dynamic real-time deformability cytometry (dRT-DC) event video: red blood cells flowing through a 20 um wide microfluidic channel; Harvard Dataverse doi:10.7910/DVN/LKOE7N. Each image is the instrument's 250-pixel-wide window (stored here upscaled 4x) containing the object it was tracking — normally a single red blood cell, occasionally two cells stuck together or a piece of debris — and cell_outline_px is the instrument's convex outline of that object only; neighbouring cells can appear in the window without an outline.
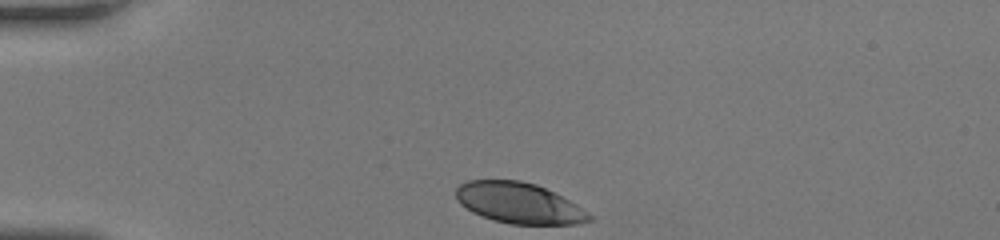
{"species": "human", "species_latin": "Homo sapiens", "temperature_condition": "room temperature", "stored_images_in_passage": 30, "camera_frame_rate_fps": 3000, "um_per_image_px": 0.085, "donor": {"sex": "female"}, "frame": {"image": 1, "passage_image": 1, "time_ms": 0.0, "image_size_px": [1000, 240], "cell_outline_px": [[592, 220], [580, 224], [508, 224], [492, 220], [480, 216], [472, 212], [460, 204], [456, 200], [456, 188], [460, 184], [468, 180], [520, 180], [536, 184], [576, 204], [588, 212], [592, 216]], "centroid_in_image_um": [44.08, 17.27], "position_along_channel_um": 40.9, "area_um2": 31.73}}
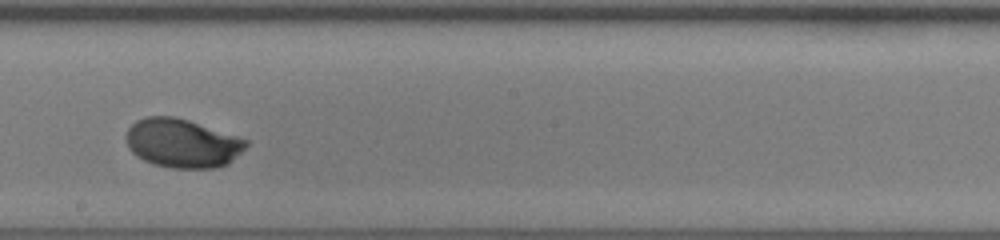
{"frame": {"image": 2, "passage_image": 18, "time_ms": 5.667, "image_size_px": [1000, 240], "cell_outline_px": [[248, 144], [228, 164], [216, 168], [172, 168], [152, 164], [136, 156], [128, 148], [124, 136], [128, 128], [136, 120], [144, 116], [172, 116], [188, 120], [248, 140]], "centroid_in_image_um": [15.43, 12.17], "position_along_channel_um": 232.8, "area_um2": 34.16}}
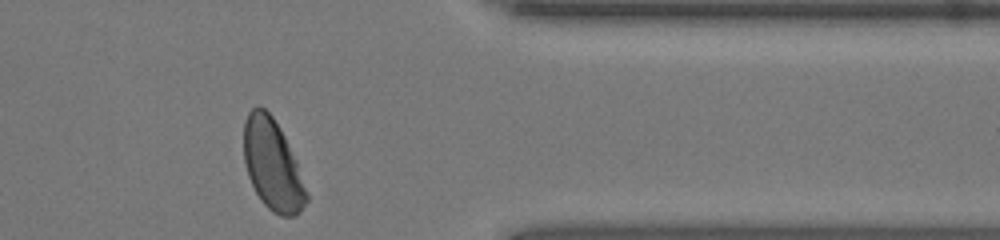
{"frame": {"image": 3, "passage_image": 30, "time_ms": 9.667, "image_size_px": [1000, 240], "cell_outline_px": [[308, 200], [300, 212], [296, 216], [280, 216], [272, 212], [264, 204], [256, 192], [248, 176], [244, 160], [244, 120], [248, 112], [252, 108], [264, 108], [272, 116], [280, 128], [296, 160], [308, 196]], "centroid_in_image_um": [23.16, 14.03], "position_along_channel_um": 388.2, "area_um2": 32.89}, "authors_computed_cell_mechanics": {"area_um2": 33.9286, "velocity_mm_per_s": 4.1876, "shape_relaxation_time_tau1_ms": 2.3841, "shape_relaxation_time_tau2_ms": null, "deformation_change_tau1": 0.1459, "deformation_change_tau2": null}}